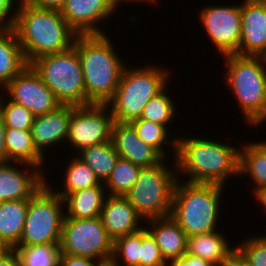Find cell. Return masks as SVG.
<instances>
[{
  "mask_svg": "<svg viewBox=\"0 0 266 266\" xmlns=\"http://www.w3.org/2000/svg\"><path fill=\"white\" fill-rule=\"evenodd\" d=\"M242 1L239 55L266 57V4L258 0Z\"/></svg>",
  "mask_w": 266,
  "mask_h": 266,
  "instance_id": "2e32d148",
  "label": "cell"
},
{
  "mask_svg": "<svg viewBox=\"0 0 266 266\" xmlns=\"http://www.w3.org/2000/svg\"><path fill=\"white\" fill-rule=\"evenodd\" d=\"M65 167L62 189L52 188L61 198L80 189L91 188L101 184L94 171L77 155L69 161Z\"/></svg>",
  "mask_w": 266,
  "mask_h": 266,
  "instance_id": "4316f807",
  "label": "cell"
},
{
  "mask_svg": "<svg viewBox=\"0 0 266 266\" xmlns=\"http://www.w3.org/2000/svg\"><path fill=\"white\" fill-rule=\"evenodd\" d=\"M167 160L163 158L154 166L142 167L134 185L125 195L144 222L171 214L178 178L175 160L172 159L173 165L166 163Z\"/></svg>",
  "mask_w": 266,
  "mask_h": 266,
  "instance_id": "52a82bcc",
  "label": "cell"
},
{
  "mask_svg": "<svg viewBox=\"0 0 266 266\" xmlns=\"http://www.w3.org/2000/svg\"><path fill=\"white\" fill-rule=\"evenodd\" d=\"M206 5L197 16L207 39L222 57L239 55L241 41V4Z\"/></svg>",
  "mask_w": 266,
  "mask_h": 266,
  "instance_id": "8fae6325",
  "label": "cell"
},
{
  "mask_svg": "<svg viewBox=\"0 0 266 266\" xmlns=\"http://www.w3.org/2000/svg\"><path fill=\"white\" fill-rule=\"evenodd\" d=\"M4 141L6 161L34 165L39 167L43 172L46 170V168L42 167L46 166V158L35 147L31 130L6 128Z\"/></svg>",
  "mask_w": 266,
  "mask_h": 266,
  "instance_id": "7402d4cb",
  "label": "cell"
},
{
  "mask_svg": "<svg viewBox=\"0 0 266 266\" xmlns=\"http://www.w3.org/2000/svg\"><path fill=\"white\" fill-rule=\"evenodd\" d=\"M5 129L4 120L2 114L0 113V163L6 162V147L4 141Z\"/></svg>",
  "mask_w": 266,
  "mask_h": 266,
  "instance_id": "7bdbcfd3",
  "label": "cell"
},
{
  "mask_svg": "<svg viewBox=\"0 0 266 266\" xmlns=\"http://www.w3.org/2000/svg\"><path fill=\"white\" fill-rule=\"evenodd\" d=\"M225 85L236 99L237 106L251 128L266 122V57L227 55Z\"/></svg>",
  "mask_w": 266,
  "mask_h": 266,
  "instance_id": "277c9868",
  "label": "cell"
},
{
  "mask_svg": "<svg viewBox=\"0 0 266 266\" xmlns=\"http://www.w3.org/2000/svg\"><path fill=\"white\" fill-rule=\"evenodd\" d=\"M1 92L3 95L7 94L6 98L9 100L23 105L35 116L53 112L61 105L30 64H27Z\"/></svg>",
  "mask_w": 266,
  "mask_h": 266,
  "instance_id": "4fadbf2b",
  "label": "cell"
},
{
  "mask_svg": "<svg viewBox=\"0 0 266 266\" xmlns=\"http://www.w3.org/2000/svg\"><path fill=\"white\" fill-rule=\"evenodd\" d=\"M217 266H247L246 257L235 247Z\"/></svg>",
  "mask_w": 266,
  "mask_h": 266,
  "instance_id": "ab89813d",
  "label": "cell"
},
{
  "mask_svg": "<svg viewBox=\"0 0 266 266\" xmlns=\"http://www.w3.org/2000/svg\"><path fill=\"white\" fill-rule=\"evenodd\" d=\"M106 197L104 183L72 192L64 198L65 216L75 219L99 217Z\"/></svg>",
  "mask_w": 266,
  "mask_h": 266,
  "instance_id": "44dd1931",
  "label": "cell"
},
{
  "mask_svg": "<svg viewBox=\"0 0 266 266\" xmlns=\"http://www.w3.org/2000/svg\"><path fill=\"white\" fill-rule=\"evenodd\" d=\"M46 181L30 199L24 229L16 246L60 244L65 217L64 199Z\"/></svg>",
  "mask_w": 266,
  "mask_h": 266,
  "instance_id": "9c48e42d",
  "label": "cell"
},
{
  "mask_svg": "<svg viewBox=\"0 0 266 266\" xmlns=\"http://www.w3.org/2000/svg\"><path fill=\"white\" fill-rule=\"evenodd\" d=\"M108 34L76 35L73 46L80 57L86 105L107 104L114 96L127 61Z\"/></svg>",
  "mask_w": 266,
  "mask_h": 266,
  "instance_id": "7a4b0ae2",
  "label": "cell"
},
{
  "mask_svg": "<svg viewBox=\"0 0 266 266\" xmlns=\"http://www.w3.org/2000/svg\"><path fill=\"white\" fill-rule=\"evenodd\" d=\"M148 64L136 65L135 68L126 64L124 67L117 90L107 103L114 121L130 123L139 119L148 101L162 92L171 81L172 71L166 66Z\"/></svg>",
  "mask_w": 266,
  "mask_h": 266,
  "instance_id": "8992f818",
  "label": "cell"
},
{
  "mask_svg": "<svg viewBox=\"0 0 266 266\" xmlns=\"http://www.w3.org/2000/svg\"><path fill=\"white\" fill-rule=\"evenodd\" d=\"M114 123L107 104L73 106L66 144L74 149L75 155L93 145L106 143L111 139Z\"/></svg>",
  "mask_w": 266,
  "mask_h": 266,
  "instance_id": "7c38bea8",
  "label": "cell"
},
{
  "mask_svg": "<svg viewBox=\"0 0 266 266\" xmlns=\"http://www.w3.org/2000/svg\"><path fill=\"white\" fill-rule=\"evenodd\" d=\"M225 188L218 184L176 181L170 216L187 237L219 229L220 206H224L221 195Z\"/></svg>",
  "mask_w": 266,
  "mask_h": 266,
  "instance_id": "5b68a950",
  "label": "cell"
},
{
  "mask_svg": "<svg viewBox=\"0 0 266 266\" xmlns=\"http://www.w3.org/2000/svg\"><path fill=\"white\" fill-rule=\"evenodd\" d=\"M130 124L135 128L138 137L147 145L153 147L164 159H170L167 152H172V158L176 157L177 136H170L169 130L164 126L142 118L136 119ZM169 136L171 137L169 140ZM168 144V145H167ZM166 145L171 148L164 149ZM174 153V154H173Z\"/></svg>",
  "mask_w": 266,
  "mask_h": 266,
  "instance_id": "83f0119b",
  "label": "cell"
},
{
  "mask_svg": "<svg viewBox=\"0 0 266 266\" xmlns=\"http://www.w3.org/2000/svg\"><path fill=\"white\" fill-rule=\"evenodd\" d=\"M72 111V105H60L53 112L35 116L31 135L35 147L44 157L48 149L51 152L53 146L56 147L67 140Z\"/></svg>",
  "mask_w": 266,
  "mask_h": 266,
  "instance_id": "e0dca14e",
  "label": "cell"
},
{
  "mask_svg": "<svg viewBox=\"0 0 266 266\" xmlns=\"http://www.w3.org/2000/svg\"><path fill=\"white\" fill-rule=\"evenodd\" d=\"M58 266H105V264L89 258L61 254Z\"/></svg>",
  "mask_w": 266,
  "mask_h": 266,
  "instance_id": "f35d334b",
  "label": "cell"
},
{
  "mask_svg": "<svg viewBox=\"0 0 266 266\" xmlns=\"http://www.w3.org/2000/svg\"><path fill=\"white\" fill-rule=\"evenodd\" d=\"M222 231L198 234L187 237L186 254L199 257L211 262L213 265H219L224 258L236 247L229 244V239L225 238Z\"/></svg>",
  "mask_w": 266,
  "mask_h": 266,
  "instance_id": "d4e9b609",
  "label": "cell"
},
{
  "mask_svg": "<svg viewBox=\"0 0 266 266\" xmlns=\"http://www.w3.org/2000/svg\"><path fill=\"white\" fill-rule=\"evenodd\" d=\"M262 141V142H261ZM242 145V146H241ZM239 148V177H249L252 190L266 186V141H249ZM251 177V178H250ZM254 188V189H253Z\"/></svg>",
  "mask_w": 266,
  "mask_h": 266,
  "instance_id": "cb8c5ba5",
  "label": "cell"
},
{
  "mask_svg": "<svg viewBox=\"0 0 266 266\" xmlns=\"http://www.w3.org/2000/svg\"><path fill=\"white\" fill-rule=\"evenodd\" d=\"M258 1L266 4V0H258Z\"/></svg>",
  "mask_w": 266,
  "mask_h": 266,
  "instance_id": "7dc6e473",
  "label": "cell"
},
{
  "mask_svg": "<svg viewBox=\"0 0 266 266\" xmlns=\"http://www.w3.org/2000/svg\"><path fill=\"white\" fill-rule=\"evenodd\" d=\"M26 66L14 28L0 29V91Z\"/></svg>",
  "mask_w": 266,
  "mask_h": 266,
  "instance_id": "603a6c76",
  "label": "cell"
},
{
  "mask_svg": "<svg viewBox=\"0 0 266 266\" xmlns=\"http://www.w3.org/2000/svg\"><path fill=\"white\" fill-rule=\"evenodd\" d=\"M117 9L115 0H66L60 12L77 35H89L106 34L102 24Z\"/></svg>",
  "mask_w": 266,
  "mask_h": 266,
  "instance_id": "5bb4252c",
  "label": "cell"
},
{
  "mask_svg": "<svg viewBox=\"0 0 266 266\" xmlns=\"http://www.w3.org/2000/svg\"><path fill=\"white\" fill-rule=\"evenodd\" d=\"M0 266H21V261L15 249H12L0 260Z\"/></svg>",
  "mask_w": 266,
  "mask_h": 266,
  "instance_id": "b9f144b4",
  "label": "cell"
},
{
  "mask_svg": "<svg viewBox=\"0 0 266 266\" xmlns=\"http://www.w3.org/2000/svg\"><path fill=\"white\" fill-rule=\"evenodd\" d=\"M111 142L119 157L141 167L158 164L163 157L150 145L145 144L130 123L114 121L111 130Z\"/></svg>",
  "mask_w": 266,
  "mask_h": 266,
  "instance_id": "ac0fdd59",
  "label": "cell"
},
{
  "mask_svg": "<svg viewBox=\"0 0 266 266\" xmlns=\"http://www.w3.org/2000/svg\"><path fill=\"white\" fill-rule=\"evenodd\" d=\"M47 180L45 173L34 165L11 161L1 162L0 202L30 199L46 184Z\"/></svg>",
  "mask_w": 266,
  "mask_h": 266,
  "instance_id": "9a60e30c",
  "label": "cell"
},
{
  "mask_svg": "<svg viewBox=\"0 0 266 266\" xmlns=\"http://www.w3.org/2000/svg\"><path fill=\"white\" fill-rule=\"evenodd\" d=\"M240 242H236L238 245L235 244V246L246 257L247 266H266V233L262 232V235L257 236L249 235L247 239H241Z\"/></svg>",
  "mask_w": 266,
  "mask_h": 266,
  "instance_id": "e575fe53",
  "label": "cell"
},
{
  "mask_svg": "<svg viewBox=\"0 0 266 266\" xmlns=\"http://www.w3.org/2000/svg\"><path fill=\"white\" fill-rule=\"evenodd\" d=\"M108 236L115 239L134 233L145 225L125 196L107 195L100 214Z\"/></svg>",
  "mask_w": 266,
  "mask_h": 266,
  "instance_id": "d6986e66",
  "label": "cell"
},
{
  "mask_svg": "<svg viewBox=\"0 0 266 266\" xmlns=\"http://www.w3.org/2000/svg\"><path fill=\"white\" fill-rule=\"evenodd\" d=\"M18 2L19 0H0V29L14 27Z\"/></svg>",
  "mask_w": 266,
  "mask_h": 266,
  "instance_id": "8d00e7d4",
  "label": "cell"
},
{
  "mask_svg": "<svg viewBox=\"0 0 266 266\" xmlns=\"http://www.w3.org/2000/svg\"><path fill=\"white\" fill-rule=\"evenodd\" d=\"M141 229L113 241L110 266H140Z\"/></svg>",
  "mask_w": 266,
  "mask_h": 266,
  "instance_id": "1f68e13d",
  "label": "cell"
},
{
  "mask_svg": "<svg viewBox=\"0 0 266 266\" xmlns=\"http://www.w3.org/2000/svg\"><path fill=\"white\" fill-rule=\"evenodd\" d=\"M27 4L43 9H55L60 10L66 0H23Z\"/></svg>",
  "mask_w": 266,
  "mask_h": 266,
  "instance_id": "60d3db41",
  "label": "cell"
},
{
  "mask_svg": "<svg viewBox=\"0 0 266 266\" xmlns=\"http://www.w3.org/2000/svg\"><path fill=\"white\" fill-rule=\"evenodd\" d=\"M30 65L61 105L86 106V90L80 57L74 46L41 56Z\"/></svg>",
  "mask_w": 266,
  "mask_h": 266,
  "instance_id": "ba28073f",
  "label": "cell"
},
{
  "mask_svg": "<svg viewBox=\"0 0 266 266\" xmlns=\"http://www.w3.org/2000/svg\"><path fill=\"white\" fill-rule=\"evenodd\" d=\"M13 28L27 64L41 56L68 50L77 35L60 10L37 8L23 0L18 2Z\"/></svg>",
  "mask_w": 266,
  "mask_h": 266,
  "instance_id": "3957f363",
  "label": "cell"
},
{
  "mask_svg": "<svg viewBox=\"0 0 266 266\" xmlns=\"http://www.w3.org/2000/svg\"><path fill=\"white\" fill-rule=\"evenodd\" d=\"M11 250L12 248L8 244L0 241V260L5 257V255H7Z\"/></svg>",
  "mask_w": 266,
  "mask_h": 266,
  "instance_id": "bcb514c9",
  "label": "cell"
},
{
  "mask_svg": "<svg viewBox=\"0 0 266 266\" xmlns=\"http://www.w3.org/2000/svg\"><path fill=\"white\" fill-rule=\"evenodd\" d=\"M168 87L148 101L140 118L164 125L169 131H172L170 124L172 125L173 120H177L175 116L178 114L177 109L179 108L176 107L177 103L171 98L172 96L168 94L170 92Z\"/></svg>",
  "mask_w": 266,
  "mask_h": 266,
  "instance_id": "f546056e",
  "label": "cell"
},
{
  "mask_svg": "<svg viewBox=\"0 0 266 266\" xmlns=\"http://www.w3.org/2000/svg\"><path fill=\"white\" fill-rule=\"evenodd\" d=\"M183 136L176 138L175 163L178 179L185 181L187 177L186 182L222 186L229 179H239L240 146L205 138L203 135L197 137L194 133L193 136Z\"/></svg>",
  "mask_w": 266,
  "mask_h": 266,
  "instance_id": "6da1fadb",
  "label": "cell"
},
{
  "mask_svg": "<svg viewBox=\"0 0 266 266\" xmlns=\"http://www.w3.org/2000/svg\"><path fill=\"white\" fill-rule=\"evenodd\" d=\"M61 254L89 258L109 265L113 255V240L108 236L100 216L75 219L64 217Z\"/></svg>",
  "mask_w": 266,
  "mask_h": 266,
  "instance_id": "30bf717a",
  "label": "cell"
},
{
  "mask_svg": "<svg viewBox=\"0 0 266 266\" xmlns=\"http://www.w3.org/2000/svg\"><path fill=\"white\" fill-rule=\"evenodd\" d=\"M27 209L28 199L0 202V241L12 249L22 236Z\"/></svg>",
  "mask_w": 266,
  "mask_h": 266,
  "instance_id": "484cf974",
  "label": "cell"
},
{
  "mask_svg": "<svg viewBox=\"0 0 266 266\" xmlns=\"http://www.w3.org/2000/svg\"><path fill=\"white\" fill-rule=\"evenodd\" d=\"M145 223L144 226L154 237L166 261L186 254L187 235L170 215L150 219Z\"/></svg>",
  "mask_w": 266,
  "mask_h": 266,
  "instance_id": "ffe728a7",
  "label": "cell"
},
{
  "mask_svg": "<svg viewBox=\"0 0 266 266\" xmlns=\"http://www.w3.org/2000/svg\"><path fill=\"white\" fill-rule=\"evenodd\" d=\"M166 266H215L211 262L193 256L191 254H185L183 257L170 259L167 261Z\"/></svg>",
  "mask_w": 266,
  "mask_h": 266,
  "instance_id": "74e56055",
  "label": "cell"
},
{
  "mask_svg": "<svg viewBox=\"0 0 266 266\" xmlns=\"http://www.w3.org/2000/svg\"><path fill=\"white\" fill-rule=\"evenodd\" d=\"M141 166L119 157L115 168L104 183L107 195L125 196L134 185Z\"/></svg>",
  "mask_w": 266,
  "mask_h": 266,
  "instance_id": "4dcf8cb0",
  "label": "cell"
},
{
  "mask_svg": "<svg viewBox=\"0 0 266 266\" xmlns=\"http://www.w3.org/2000/svg\"><path fill=\"white\" fill-rule=\"evenodd\" d=\"M166 263L154 237L145 226L142 227L140 266H166Z\"/></svg>",
  "mask_w": 266,
  "mask_h": 266,
  "instance_id": "d590c367",
  "label": "cell"
},
{
  "mask_svg": "<svg viewBox=\"0 0 266 266\" xmlns=\"http://www.w3.org/2000/svg\"><path fill=\"white\" fill-rule=\"evenodd\" d=\"M115 2L117 4V7L119 8L120 6L123 5L124 2H130V3H136L137 2L139 4L141 2H143V3L146 2L145 4L149 5V3H150L151 5H154V4H159L160 0H115Z\"/></svg>",
  "mask_w": 266,
  "mask_h": 266,
  "instance_id": "f6af8a7d",
  "label": "cell"
},
{
  "mask_svg": "<svg viewBox=\"0 0 266 266\" xmlns=\"http://www.w3.org/2000/svg\"><path fill=\"white\" fill-rule=\"evenodd\" d=\"M251 195L254 194V197L256 199V202L261 205L260 207H262L264 210H262L263 212L265 211L264 214H266V186L265 187H261V188H257L255 189L252 193H250Z\"/></svg>",
  "mask_w": 266,
  "mask_h": 266,
  "instance_id": "ee69618b",
  "label": "cell"
},
{
  "mask_svg": "<svg viewBox=\"0 0 266 266\" xmlns=\"http://www.w3.org/2000/svg\"><path fill=\"white\" fill-rule=\"evenodd\" d=\"M21 266H58L61 256L60 244L15 246Z\"/></svg>",
  "mask_w": 266,
  "mask_h": 266,
  "instance_id": "d6a6232c",
  "label": "cell"
},
{
  "mask_svg": "<svg viewBox=\"0 0 266 266\" xmlns=\"http://www.w3.org/2000/svg\"><path fill=\"white\" fill-rule=\"evenodd\" d=\"M76 155L94 171L101 183L106 182L119 159L111 140L85 148Z\"/></svg>",
  "mask_w": 266,
  "mask_h": 266,
  "instance_id": "f1b7e54d",
  "label": "cell"
},
{
  "mask_svg": "<svg viewBox=\"0 0 266 266\" xmlns=\"http://www.w3.org/2000/svg\"><path fill=\"white\" fill-rule=\"evenodd\" d=\"M2 97L3 95L1 93L0 113L2 114L5 127L19 130H31L35 115L23 105Z\"/></svg>",
  "mask_w": 266,
  "mask_h": 266,
  "instance_id": "836d02e7",
  "label": "cell"
}]
</instances>
